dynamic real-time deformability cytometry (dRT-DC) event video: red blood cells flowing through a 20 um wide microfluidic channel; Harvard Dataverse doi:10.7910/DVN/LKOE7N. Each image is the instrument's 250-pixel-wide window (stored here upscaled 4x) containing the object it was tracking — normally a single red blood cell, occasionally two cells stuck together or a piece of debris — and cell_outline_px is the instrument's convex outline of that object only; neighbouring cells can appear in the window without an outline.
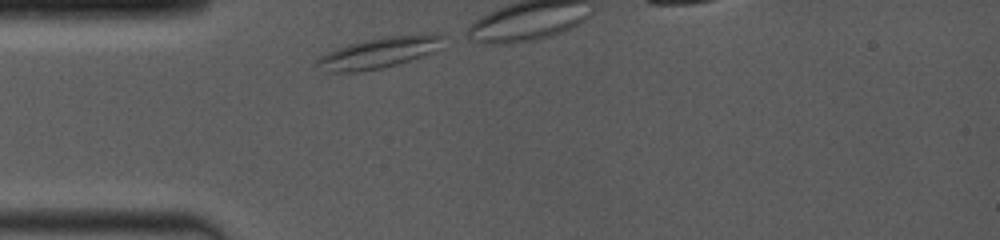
{"species": "common noctule bat (a hibernating species)", "species_latin": "Nyctalus noctula", "temperature_condition": "room temperature", "stored_images_in_passage": 39, "camera_frame_rate_fps": 4000, "um_per_image_px": 0.085, "animal": {"sex": "female", "body_mass_g": 19.0, "forearm_length_mm": 53.3}, "frame": {"image": 1, "passage_image": 1, "time_ms": 0.0, "image_size_px": [1000, 240], "cell_outline_px": [[448, 36], [440, 48], [420, 56], [384, 68], [360, 72], [324, 72], [312, 64], [320, 56], [336, 48], [348, 44], [380, 36], [420, 32], [440, 32]], "centroid_in_image_um": [32.26, 4.43], "position_along_channel_um": 52.7, "area_um2": 23.7}}
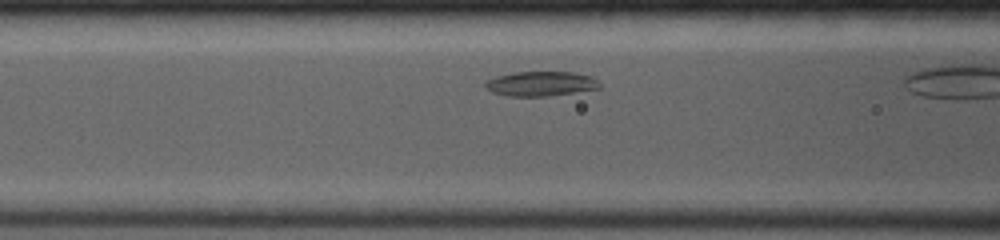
{"frame": {"image": 2, "passage_image": 18, "time_ms": 2.0, "image_size_px": [1000, 240], "cell_outline_px": [[600, 88], [548, 96], [508, 96], [492, 92], [484, 88], [484, 80], [496, 76], [516, 72], [572, 72], [592, 76], [600, 84]], "centroid_in_image_um": [45.91, 7.11], "position_along_channel_um": 120.7, "area_um2": 16.47}}